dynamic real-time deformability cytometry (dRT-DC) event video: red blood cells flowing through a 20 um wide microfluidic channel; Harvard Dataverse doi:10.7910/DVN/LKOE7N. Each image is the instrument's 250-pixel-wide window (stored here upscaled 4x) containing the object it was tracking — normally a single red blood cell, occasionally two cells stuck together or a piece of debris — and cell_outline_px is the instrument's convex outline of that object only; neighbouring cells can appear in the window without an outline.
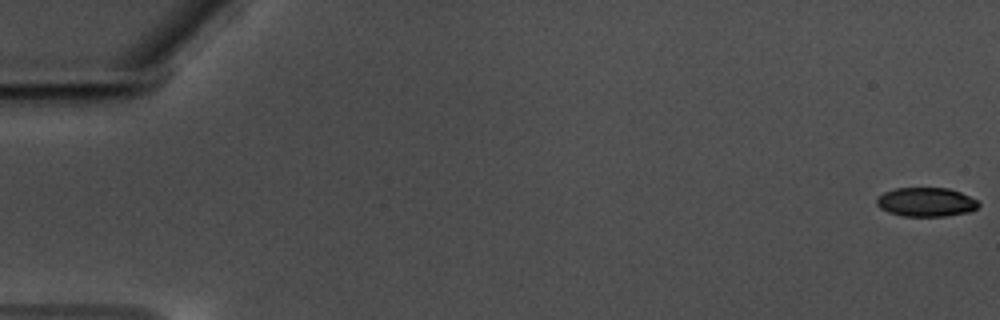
{"species": "common noctule bat (a hibernating species)", "species_latin": "Nyctalus noctula", "temperature_condition": "warm", "stored_images_in_passage": 60, "camera_frame_rate_fps": 3000, "um_per_image_px": 0.085, "animal": {"sex": "male", "body_mass_g": 17.5, "forearm_length_mm": 52.3}, "frame": {"image": 1, "passage_image": 1, "time_ms": 0.0, "image_size_px": [1000, 320], "cell_outline_px": [[980, 204], [976, 208], [968, 212], [944, 216], [904, 216], [888, 212], [880, 208], [876, 204], [876, 200], [884, 192], [896, 188], [948, 188], [960, 192], [980, 200]], "centroid_in_image_um": [78.74, 17.17], "position_along_channel_um": 6.3, "area_um2": 17.22}}
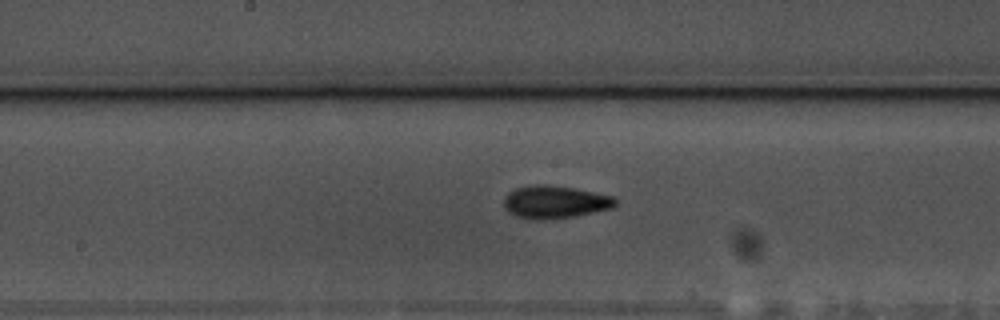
{"frame": {"image": 2, "passage_image": 32, "time_ms": 10.333, "image_size_px": [1000, 320], "cell_outline_px": [[616, 204], [612, 208], [576, 216], [536, 220], [516, 216], [508, 212], [504, 208], [504, 196], [508, 192], [516, 188], [528, 184], [548, 184], [596, 192], [612, 196], [616, 200]], "centroid_in_image_um": [47.13, 17.15], "position_along_channel_um": 201.1, "area_um2": 21.39}}
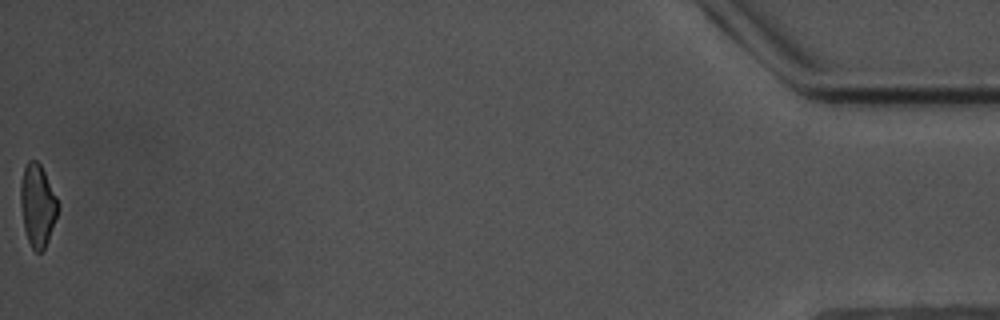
{"frame": {"image": 3, "passage_image": 60, "time_ms": 19.667, "image_size_px": [1000, 320], "cell_outline_px": [[60, 208], [48, 240], [44, 248], [40, 252], [36, 252], [32, 248], [28, 240], [24, 228], [20, 204], [20, 184], [24, 168], [28, 160], [36, 160], [40, 164], [60, 204]], "centroid_in_image_um": [3.19, 17.45], "position_along_channel_um": 432.0, "area_um2": 17.92}, "authors_computed_cell_mechanics": {"area_um2": 19.1029, "velocity_mm_per_s": 3.5102, "shape_relaxation_time_tau1_ms": 4.494, "shape_relaxation_time_tau2_ms": 5.6764, "deformation_change_tau1": 0.113, "deformation_change_tau2": 0.0962}}